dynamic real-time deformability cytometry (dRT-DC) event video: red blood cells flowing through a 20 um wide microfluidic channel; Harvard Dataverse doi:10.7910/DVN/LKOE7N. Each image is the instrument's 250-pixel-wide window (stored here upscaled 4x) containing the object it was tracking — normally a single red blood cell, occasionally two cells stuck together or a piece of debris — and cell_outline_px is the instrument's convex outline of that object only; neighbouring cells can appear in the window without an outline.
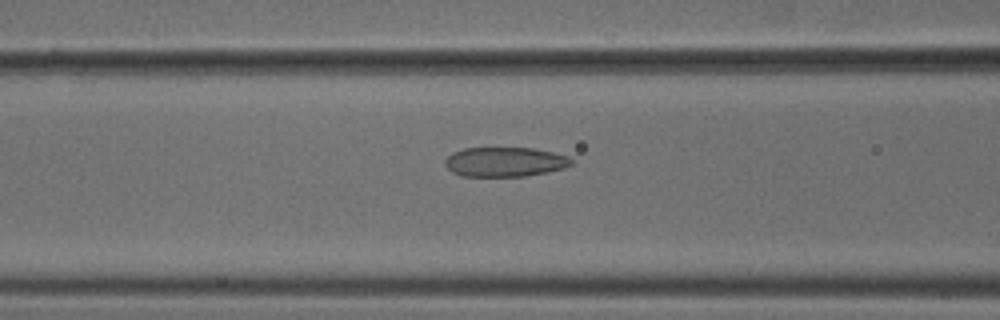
{"species": "common noctule bat (a hibernating species)", "species_latin": "Nyctalus noctula", "temperature_condition": "cold", "stored_images_in_passage": 53, "camera_frame_rate_fps": 3000, "um_per_image_px": 0.085, "animal": {"sex": "male", "body_mass_g": 18.8}, "frame": {"image": 1, "passage_image": 22, "time_ms": 7.0, "image_size_px": [1000, 320], "cell_outline_px": [[572, 164], [564, 168], [524, 176], [460, 176], [452, 172], [444, 164], [444, 160], [452, 152], [464, 148], [536, 148], [568, 156], [572, 160]], "centroid_in_image_um": [42.88, 13.75], "position_along_channel_um": 123.7, "area_um2": 21.73}}
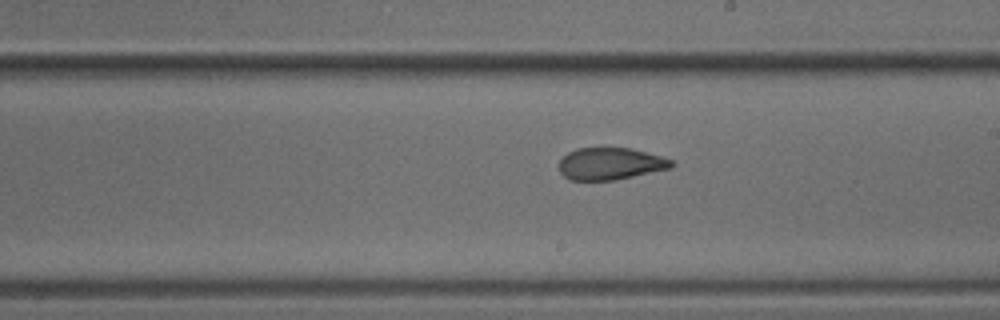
{"frame": {"image": 2, "passage_image": 31, "time_ms": 10.0, "image_size_px": [1000, 320], "cell_outline_px": [[676, 164], [672, 168], [616, 180], [568, 180], [560, 172], [560, 160], [568, 152], [576, 148], [632, 148], [660, 156], [672, 160]], "centroid_in_image_um": [51.9, 13.92], "position_along_channel_um": 237.1, "area_um2": 21.1}}
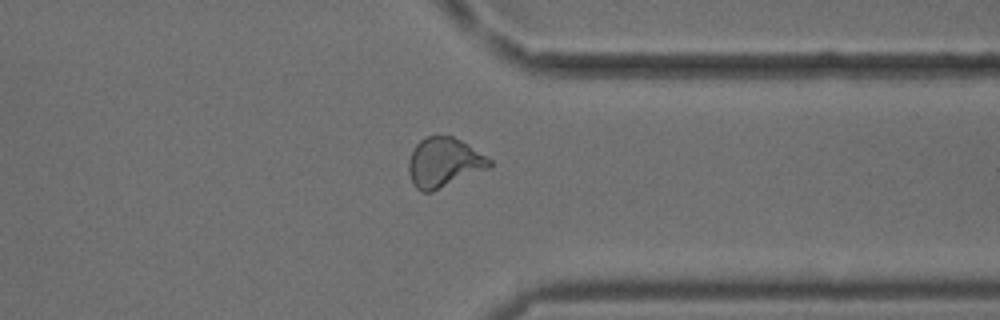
{"frame": {"image": 3, "passage_image": 42, "time_ms": 13.667, "image_size_px": [1000, 320], "cell_outline_px": [[492, 168], [432, 192], [420, 192], [416, 188], [408, 172], [408, 160], [416, 144], [420, 140], [428, 136], [452, 136], [460, 140], [492, 160]], "centroid_in_image_um": [37.75, 13.84], "position_along_channel_um": 373.7, "area_um2": 23.47}, "authors_computed_cell_mechanics": {"area_um2": 23.4668, "velocity_mm_per_s": 3.7748, "shape_relaxation_time_tau1_ms": null, "shape_relaxation_time_tau2_ms": 1.0842, "deformation_change_tau1": null, "deformation_change_tau2": 0.0648}}